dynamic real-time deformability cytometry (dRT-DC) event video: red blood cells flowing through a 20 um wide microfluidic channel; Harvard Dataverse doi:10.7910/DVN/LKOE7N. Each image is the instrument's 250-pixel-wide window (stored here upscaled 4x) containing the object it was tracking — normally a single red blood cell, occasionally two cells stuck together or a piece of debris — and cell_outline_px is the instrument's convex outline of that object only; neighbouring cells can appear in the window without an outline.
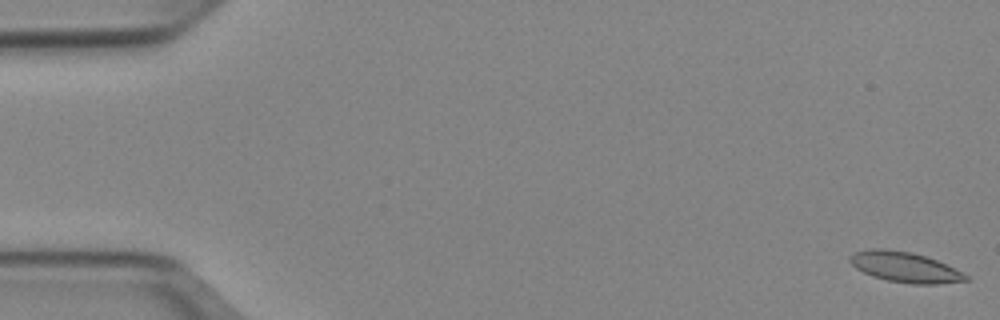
{"species": "Egyptian fruit bat (a non-hibernating species)", "species_latin": "Rousettus aegyptiacus", "temperature_condition": "cold", "stored_images_in_passage": 52, "camera_frame_rate_fps": 3000, "um_per_image_px": 0.085, "animal": {"sex": "female"}, "frame": {"image": 1, "passage_image": 1, "time_ms": 0.0, "image_size_px": [1000, 320], "cell_outline_px": [[972, 280], [940, 284], [912, 284], [888, 280], [872, 276], [856, 268], [848, 260], [848, 256], [856, 252], [868, 248], [884, 248], [912, 252], [936, 260], [968, 276]], "centroid_in_image_um": [76.89, 22.7], "position_along_channel_um": 8.1, "area_um2": 20.4}}
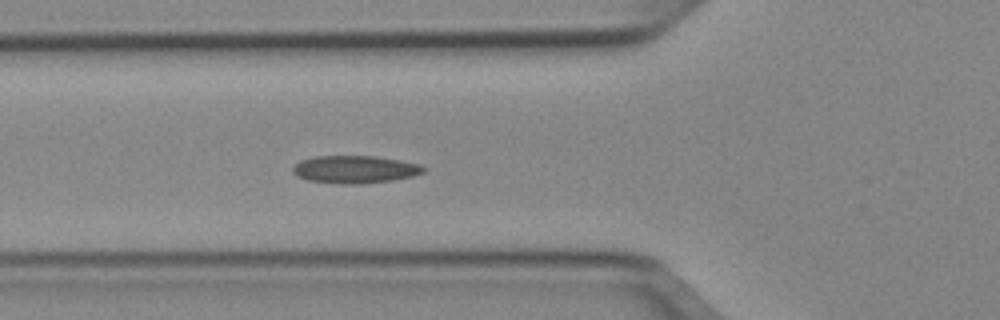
{"frame": {"image": 2, "passage_image": 19, "time_ms": 6.0, "image_size_px": [1000, 320], "cell_outline_px": [[428, 168], [424, 172], [412, 176], [392, 180], [364, 184], [340, 184], [308, 180], [296, 176], [292, 172], [292, 168], [300, 160], [316, 156], [376, 156], [400, 160], [420, 164]], "centroid_in_image_um": [30.18, 14.4], "position_along_channel_um": 95.6, "area_um2": 21.21}}
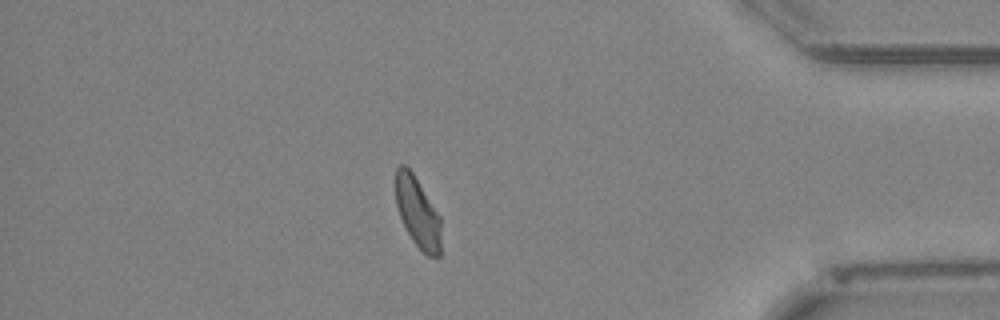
{"frame": {"image": 3, "passage_image": 45, "time_ms": 14.667, "image_size_px": [1000, 320], "cell_outline_px": [[440, 256], [428, 256], [412, 240], [400, 216], [396, 204], [396, 168], [400, 164], [404, 164], [412, 172], [440, 216]], "centroid_in_image_um": [35.49, 18.04], "position_along_channel_um": 399.7, "area_um2": 18.21}, "authors_computed_cell_mechanics": {"area_um2": 20.1722, "velocity_mm_per_s": 3.9128, "shape_relaxation_time_tau1_ms": 8.1495, "shape_relaxation_time_tau2_ms": 2.047, "deformation_change_tau1": 0.1538, "deformation_change_tau2": 0.0648}}